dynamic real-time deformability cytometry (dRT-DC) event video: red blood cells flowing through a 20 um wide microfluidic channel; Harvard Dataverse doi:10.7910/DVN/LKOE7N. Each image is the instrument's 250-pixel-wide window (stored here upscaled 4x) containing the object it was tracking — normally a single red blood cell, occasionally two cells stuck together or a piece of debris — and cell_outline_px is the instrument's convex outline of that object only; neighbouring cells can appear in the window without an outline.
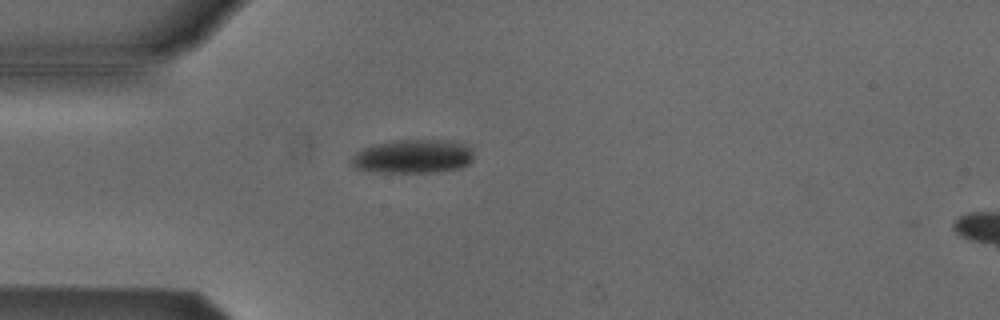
{"species": "Egyptian fruit bat (a non-hibernating species)", "species_latin": "Rousettus aegyptiacus", "temperature_condition": "cold", "stored_images_in_passage": 41, "camera_frame_rate_fps": 3000, "um_per_image_px": 0.085, "animal": {"sex": "male"}, "frame": {"image": 1, "passage_image": 2, "time_ms": 0.333, "image_size_px": [1000, 320], "cell_outline_px": [[472, 160], [468, 164], [460, 168], [432, 172], [380, 172], [356, 168], [348, 164], [352, 156], [356, 152], [372, 144], [396, 140], [456, 140], [472, 148]], "centroid_in_image_um": [35.09, 13.28], "position_along_channel_um": 49.9, "area_um2": 24.22}}
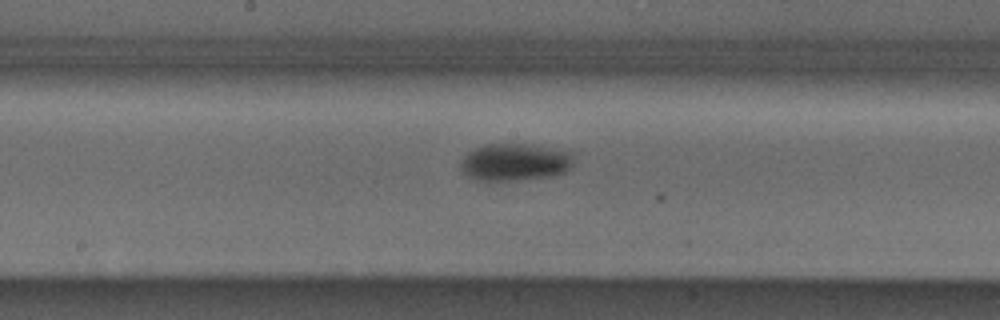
{"frame": {"image": 2, "passage_image": 15, "time_ms": 4.667, "image_size_px": [1000, 320], "cell_outline_px": [[572, 168], [556, 176], [488, 184], [476, 180], [468, 176], [464, 172], [460, 164], [464, 156], [468, 152], [484, 144], [536, 144], [568, 152], [572, 156]], "centroid_in_image_um": [43.74, 13.83], "position_along_channel_um": 204.5, "area_um2": 25.32}}
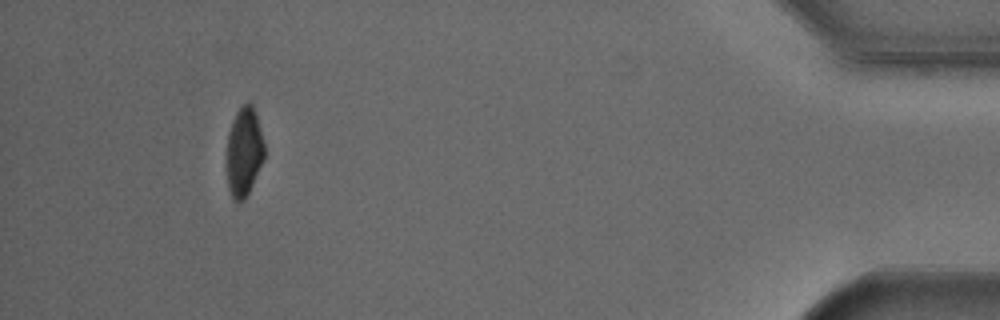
{"frame": {"image": 3, "passage_image": 37, "time_ms": 12.0, "image_size_px": [1000, 320], "cell_outline_px": [[264, 160], [244, 200], [232, 200], [228, 188], [228, 132], [232, 120], [236, 112], [248, 100], [252, 104], [264, 140]], "centroid_in_image_um": [20.75, 12.88], "position_along_channel_um": 414.4, "area_um2": 19.25}, "authors_computed_cell_mechanics": {"area_um2": 23.987, "velocity_mm_per_s": 3.8238, "shape_relaxation_time_tau1_ms": 1.9797, "shape_relaxation_time_tau2_ms": null, "deformation_change_tau1": 0.0884, "deformation_change_tau2": null}}